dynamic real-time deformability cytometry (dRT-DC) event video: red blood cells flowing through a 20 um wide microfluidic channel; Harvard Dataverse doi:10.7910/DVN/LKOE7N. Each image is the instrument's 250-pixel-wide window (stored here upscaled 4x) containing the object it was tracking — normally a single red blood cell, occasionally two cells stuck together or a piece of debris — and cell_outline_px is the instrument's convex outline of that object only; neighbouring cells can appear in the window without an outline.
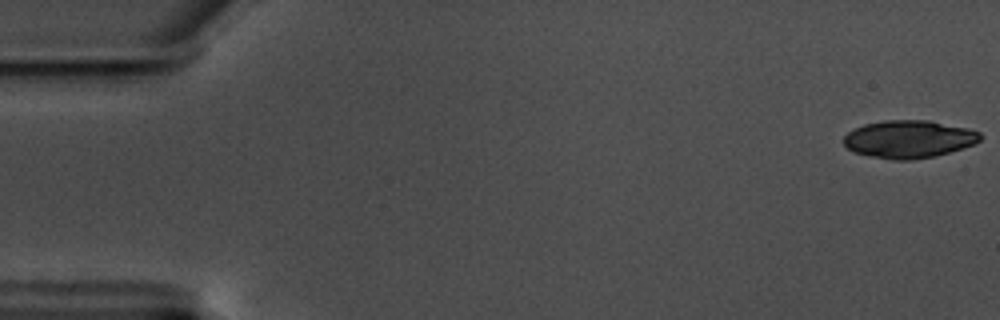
{"species": "common noctule bat (a hibernating species)", "species_latin": "Nyctalus noctula", "temperature_condition": "warm", "stored_images_in_passage": 57, "camera_frame_rate_fps": 3000, "um_per_image_px": 0.085, "animal": {"sex": "male", "body_mass_g": 17.5, "forearm_length_mm": 52.3}, "frame": {"image": 1, "passage_image": 1, "time_ms": 0.0, "image_size_px": [1000, 320], "cell_outline_px": [[984, 136], [976, 144], [948, 152], [932, 156], [912, 160], [892, 160], [852, 152], [844, 144], [844, 136], [848, 132], [864, 124], [884, 120], [928, 120], [968, 128], [980, 132]], "centroid_in_image_um": [77.27, 11.82], "position_along_channel_um": 7.7, "area_um2": 30.0}}